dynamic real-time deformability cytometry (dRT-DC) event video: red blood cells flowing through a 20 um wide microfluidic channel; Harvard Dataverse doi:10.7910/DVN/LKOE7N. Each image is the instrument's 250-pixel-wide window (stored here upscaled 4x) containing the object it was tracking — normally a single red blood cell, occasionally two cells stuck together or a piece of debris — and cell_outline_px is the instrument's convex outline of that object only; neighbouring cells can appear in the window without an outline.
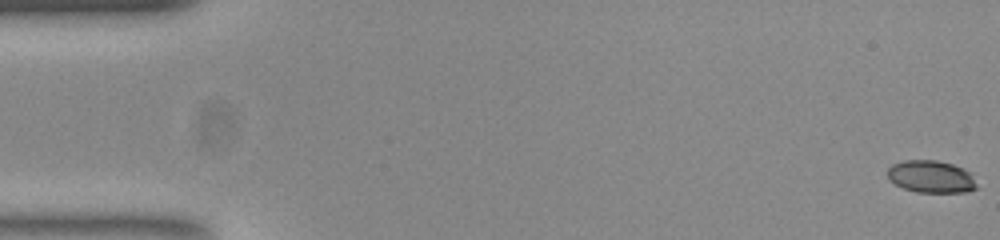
{"species": "common noctule bat (a hibernating species)", "species_latin": "Nyctalus noctula", "temperature_condition": "room temperature", "stored_images_in_passage": 54, "camera_frame_rate_fps": 3000, "um_per_image_px": 0.085, "animal": {"sex": "female", "body_mass_g": 23.0, "forearm_length_mm": 53.4}, "frame": {"image": 1, "passage_image": 1, "time_ms": 0.0, "image_size_px": [1000, 240], "cell_outline_px": [[976, 188], [964, 192], [916, 192], [904, 188], [888, 180], [888, 168], [892, 164], [904, 160], [936, 160], [952, 164], [964, 168], [972, 176], [976, 184]], "centroid_in_image_um": [79.11, 15.01], "position_along_channel_um": 5.9, "area_um2": 16.7}}
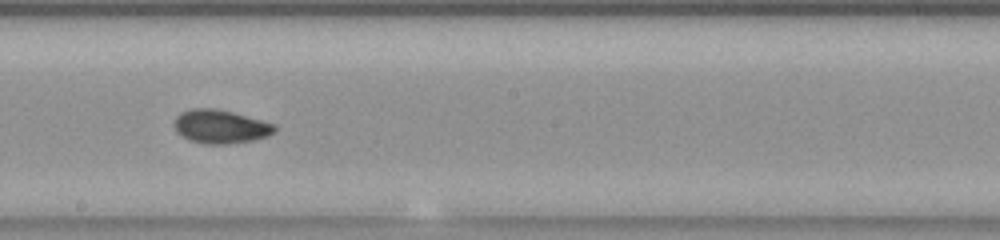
{"frame": {"image": 2, "passage_image": 30, "time_ms": 9.667, "image_size_px": [1000, 240], "cell_outline_px": [[276, 132], [268, 136], [252, 140], [228, 144], [204, 144], [188, 140], [180, 136], [176, 132], [172, 124], [176, 116], [180, 112], [192, 108], [216, 108], [232, 112], [276, 124]], "centroid_in_image_um": [18.7, 10.76], "position_along_channel_um": 229.5, "area_um2": 20.0}}
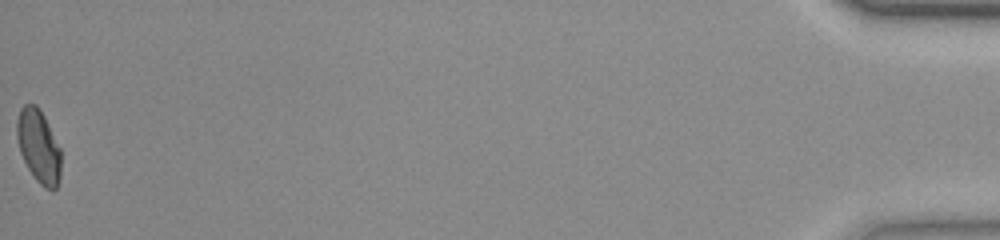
{"frame": {"image": 3, "passage_image": 54, "time_ms": 17.667, "image_size_px": [1000, 240], "cell_outline_px": [[60, 176], [56, 188], [44, 188], [36, 180], [28, 168], [20, 152], [16, 136], [16, 120], [20, 108], [24, 104], [36, 104], [44, 116], [60, 148]], "centroid_in_image_um": [3.26, 12.4], "position_along_channel_um": 431.9, "area_um2": 18.67}, "authors_computed_cell_mechanics": {"area_um2": 18.9295, "velocity_mm_per_s": 3.8526, "shape_relaxation_time_tau1_ms": 6.3639, "shape_relaxation_time_tau2_ms": 2.5325, "deformation_change_tau1": 0.1594, "deformation_change_tau2": 0.0566}}